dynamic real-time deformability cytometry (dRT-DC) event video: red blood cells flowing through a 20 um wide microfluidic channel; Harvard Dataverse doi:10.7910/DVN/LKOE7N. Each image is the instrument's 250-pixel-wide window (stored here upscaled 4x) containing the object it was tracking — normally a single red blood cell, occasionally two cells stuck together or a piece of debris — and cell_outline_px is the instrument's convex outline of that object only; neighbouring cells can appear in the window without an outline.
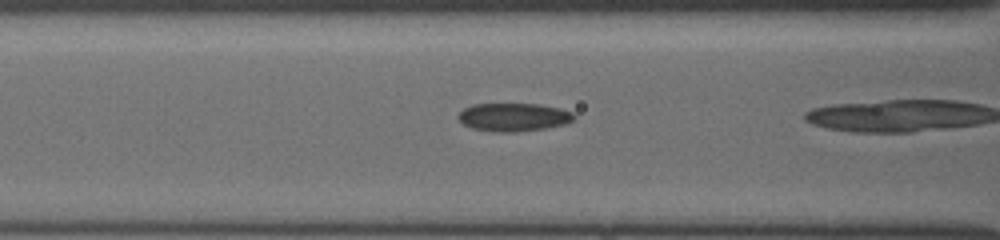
{"species": "common noctule bat (a hibernating species)", "species_latin": "Nyctalus noctula", "temperature_condition": "cold", "stored_images_in_passage": 24, "camera_frame_rate_fps": 3000, "um_per_image_px": 0.085, "animal": {"sex": "female", "body_mass_g": 19.5, "forearm_length_mm": 54.1}, "frame": {"image": 1, "passage_image": 22, "time_ms": 7.0, "image_size_px": [1000, 240], "cell_outline_px": [[576, 116], [572, 120], [564, 124], [544, 128], [516, 132], [492, 132], [472, 128], [464, 124], [456, 116], [464, 108], [472, 104], [540, 104], [560, 108], [572, 112]], "centroid_in_image_um": [43.63, 9.95], "position_along_channel_um": 123.0, "area_um2": 19.02}}